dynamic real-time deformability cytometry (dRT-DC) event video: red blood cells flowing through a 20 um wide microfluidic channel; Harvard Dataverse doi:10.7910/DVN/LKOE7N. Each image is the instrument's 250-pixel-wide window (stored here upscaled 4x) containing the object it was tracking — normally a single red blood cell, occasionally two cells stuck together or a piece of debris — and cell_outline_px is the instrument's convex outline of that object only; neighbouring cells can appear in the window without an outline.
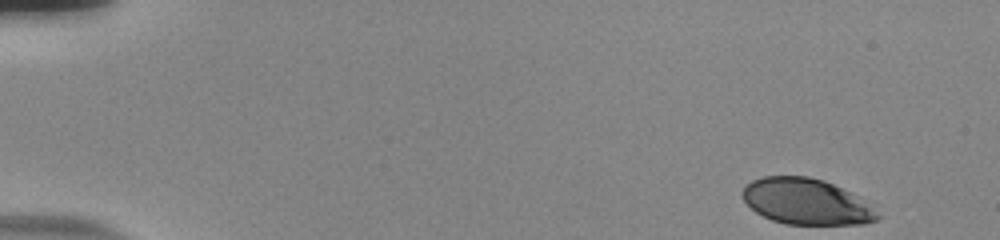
{"species": "human", "species_latin": "Homo sapiens", "temperature_condition": "room temperature", "stored_images_in_passage": 52, "camera_frame_rate_fps": 3000, "um_per_image_px": 0.085, "donor": {"sex": "male"}, "frame": {"image": 1, "passage_image": 1, "time_ms": 0.0, "image_size_px": [1000, 240], "cell_outline_px": [[880, 216], [876, 220], [864, 224], [784, 224], [772, 220], [756, 212], [740, 196], [740, 192], [744, 184], [752, 180], [764, 176], [808, 176], [824, 180], [848, 192]], "centroid_in_image_um": [68.4, 17.13], "position_along_channel_um": 16.6, "area_um2": 35.49}}
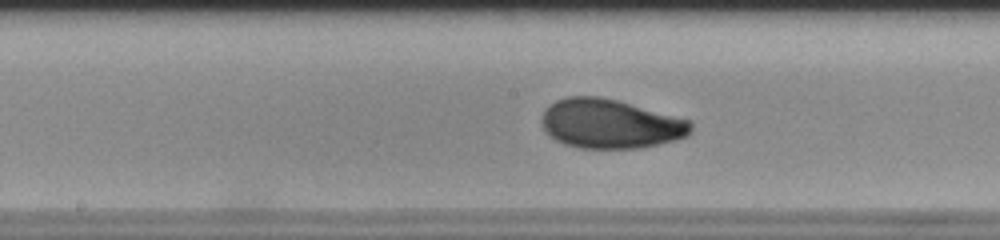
{"frame": {"image": 2, "passage_image": 27, "time_ms": 8.667, "image_size_px": [1000, 240], "cell_outline_px": [[692, 132], [688, 136], [676, 140], [640, 148], [580, 148], [564, 144], [556, 140], [544, 128], [540, 120], [544, 112], [556, 100], [568, 96], [596, 96], [616, 100], [692, 120]], "centroid_in_image_um": [51.92, 10.53], "position_along_channel_um": 196.3, "area_um2": 42.71}}
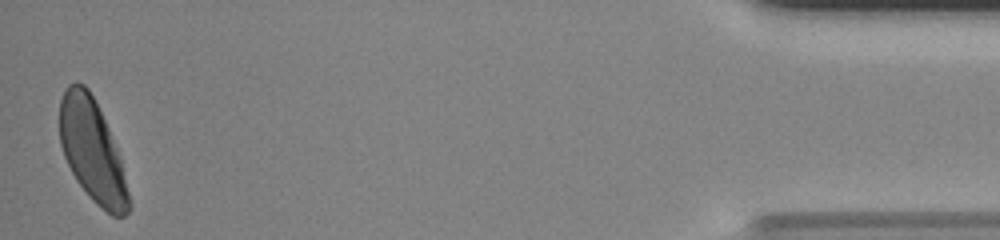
{"frame": {"image": 3, "passage_image": 52, "time_ms": 17.0, "image_size_px": [1000, 240], "cell_outline_px": [[132, 208], [124, 216], [112, 216], [96, 204], [88, 196], [76, 180], [64, 156], [60, 144], [60, 100], [68, 84], [76, 80], [84, 84], [88, 88], [108, 128], [120, 156]], "centroid_in_image_um": [7.84, 12.83], "position_along_channel_um": 427.4, "area_um2": 41.04}, "authors_computed_cell_mechanics": {"area_um2": 41.616, "velocity_mm_per_s": 3.7159, "shape_relaxation_time_tau1_ms": 3.4477, "shape_relaxation_time_tau2_ms": null, "deformation_change_tau1": 0.1571, "deformation_change_tau2": null}}